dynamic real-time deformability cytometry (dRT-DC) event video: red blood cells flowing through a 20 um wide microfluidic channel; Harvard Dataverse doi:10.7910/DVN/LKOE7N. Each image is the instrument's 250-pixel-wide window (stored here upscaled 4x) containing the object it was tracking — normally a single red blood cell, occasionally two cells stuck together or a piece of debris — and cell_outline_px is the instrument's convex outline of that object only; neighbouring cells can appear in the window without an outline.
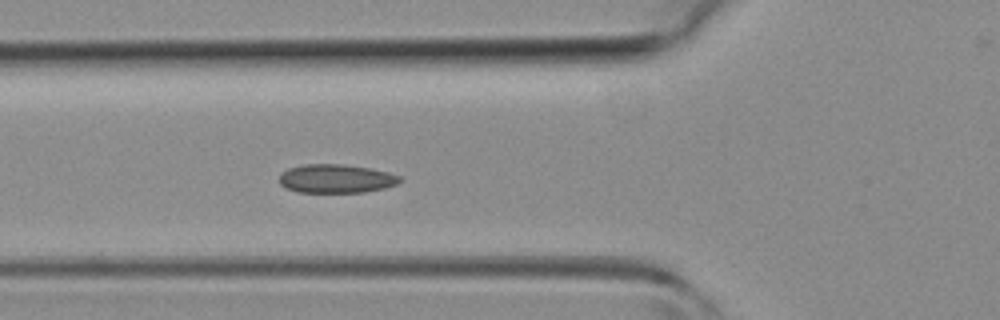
{"species": "common noctule bat (a hibernating species)", "species_latin": "Nyctalus noctula", "temperature_condition": "room temperature", "stored_images_in_passage": 33, "camera_frame_rate_fps": 3000, "um_per_image_px": 0.085, "animal": {"sex": "female", "body_mass_g": 19.3, "forearm_length_mm": 54.1}, "frame": {"image": 1, "passage_image": 4, "time_ms": 1.0, "image_size_px": [1000, 320], "cell_outline_px": [[400, 180], [396, 184], [384, 188], [364, 192], [296, 192], [284, 188], [280, 184], [280, 172], [288, 168], [304, 164], [344, 164], [372, 168], [388, 172], [400, 176]], "centroid_in_image_um": [28.53, 15.18], "position_along_channel_um": 97.3, "area_um2": 20.29}}
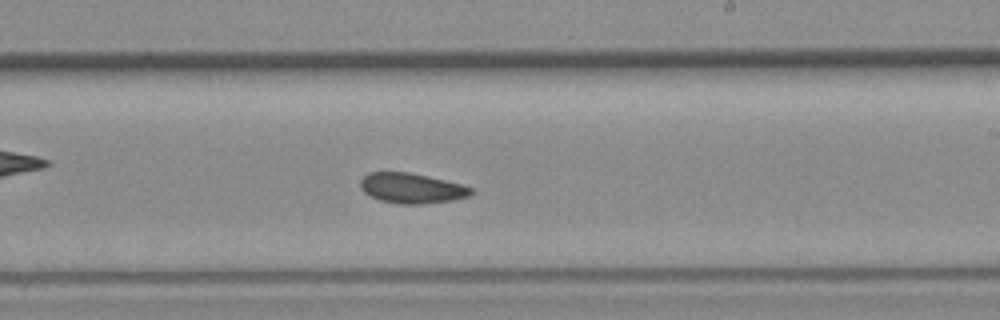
{"frame": {"image": 2, "passage_image": 14, "time_ms": 4.333, "image_size_px": [1000, 320], "cell_outline_px": [[472, 196], [452, 200], [420, 204], [396, 204], [380, 200], [364, 192], [360, 188], [360, 180], [368, 172], [408, 172], [428, 176], [460, 184], [472, 188]], "centroid_in_image_um": [34.97, 16.0], "position_along_channel_um": 254.0, "area_um2": 19.42}}
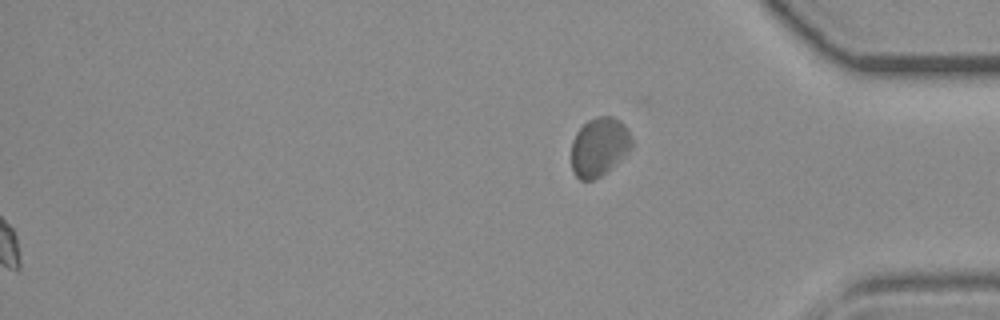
{"frame": {"image": 3, "passage_image": 33, "time_ms": 10.667, "image_size_px": [1000, 320], "cell_outline_px": [[632, 144], [628, 152], [600, 176], [592, 180], [580, 180], [572, 172], [572, 140], [576, 132], [588, 120], [596, 116], [612, 116], [620, 120], [628, 128], [632, 136]], "centroid_in_image_um": [50.93, 12.45], "position_along_channel_um": 384.3, "area_um2": 20.63}}